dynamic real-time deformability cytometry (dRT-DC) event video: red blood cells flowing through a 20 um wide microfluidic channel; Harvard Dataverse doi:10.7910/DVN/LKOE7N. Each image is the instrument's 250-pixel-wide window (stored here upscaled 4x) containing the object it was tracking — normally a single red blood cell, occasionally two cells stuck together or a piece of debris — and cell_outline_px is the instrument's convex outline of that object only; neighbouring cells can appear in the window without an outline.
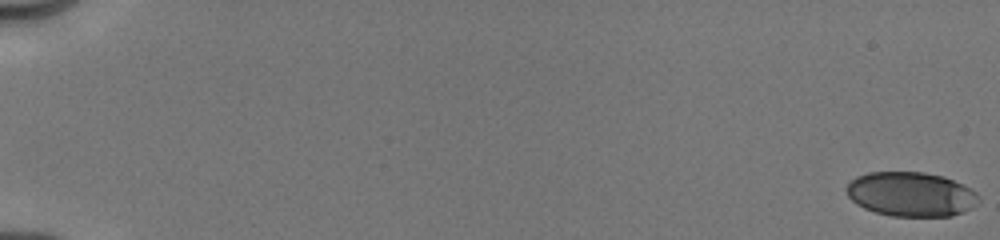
{"species": "human", "species_latin": "Homo sapiens", "temperature_condition": "cold", "stored_images_in_passage": 45, "camera_frame_rate_fps": 3000, "um_per_image_px": 0.085, "donor": {"sex": "male"}, "frame": {"image": 1, "passage_image": 1, "time_ms": 0.0, "image_size_px": [1000, 240], "cell_outline_px": [[980, 200], [972, 208], [964, 212], [952, 216], [892, 216], [876, 212], [864, 208], [856, 204], [848, 196], [844, 188], [856, 176], [868, 172], [924, 172], [944, 176], [976, 192], [980, 196]], "centroid_in_image_um": [77.42, 16.51], "position_along_channel_um": 7.6, "area_um2": 34.33}}
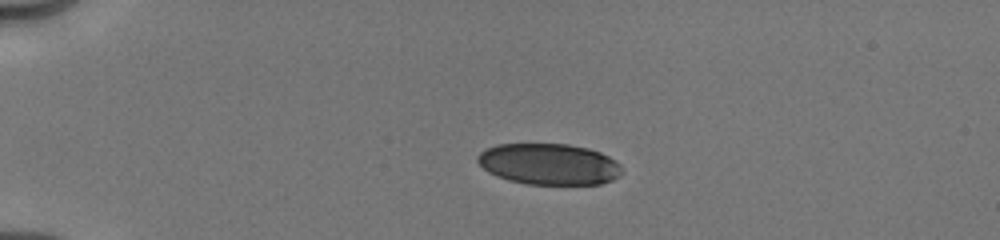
{"frame": {"image": 2, "passage_image": 30, "time_ms": 4.333, "image_size_px": [1000, 240], "cell_outline_px": [[624, 172], [620, 176], [612, 180], [600, 184], [528, 184], [508, 180], [496, 176], [488, 172], [476, 160], [476, 156], [484, 148], [496, 144], [568, 144], [588, 148], [600, 152], [616, 160], [620, 164]], "centroid_in_image_um": [46.67, 13.95], "position_along_channel_um": 38.3, "area_um2": 34.97}}